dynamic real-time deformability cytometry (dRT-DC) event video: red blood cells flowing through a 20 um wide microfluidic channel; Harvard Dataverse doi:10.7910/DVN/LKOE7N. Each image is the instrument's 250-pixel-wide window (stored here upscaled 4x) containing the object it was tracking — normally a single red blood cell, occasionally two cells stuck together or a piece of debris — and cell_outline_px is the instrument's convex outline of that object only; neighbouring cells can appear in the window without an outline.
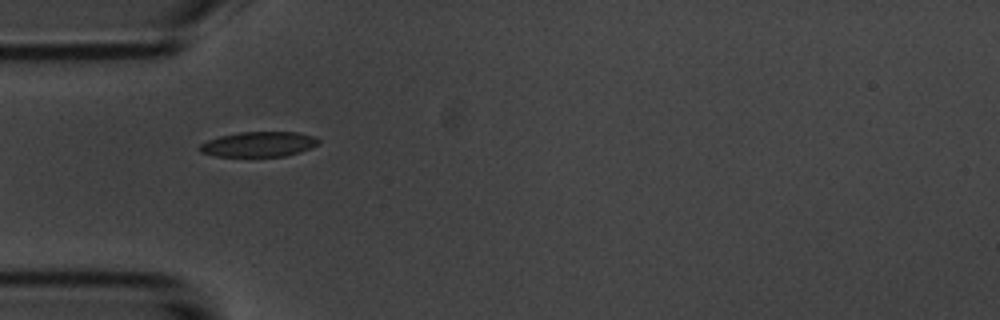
{"species": "common noctule bat (a hibernating species)", "species_latin": "Nyctalus noctula", "temperature_condition": "room temperature", "stored_images_in_passage": 2, "camera_frame_rate_fps": 3000, "um_per_image_px": 0.085, "animal": {"sex": "male", "body_mass_g": 20.1, "forearm_length_mm": 53.5}, "frame": {"image": 1, "passage_image": 1, "time_ms": 0.0, "image_size_px": [1000, 320], "cell_outline_px": [[320, 144], [312, 148], [300, 152], [284, 156], [216, 156], [200, 152], [196, 148], [200, 144], [208, 140], [220, 136], [240, 132], [300, 132], [316, 136], [320, 140]], "centroid_in_image_um": [22.03, 12.25], "position_along_channel_um": 63.0, "area_um2": 17.57}}